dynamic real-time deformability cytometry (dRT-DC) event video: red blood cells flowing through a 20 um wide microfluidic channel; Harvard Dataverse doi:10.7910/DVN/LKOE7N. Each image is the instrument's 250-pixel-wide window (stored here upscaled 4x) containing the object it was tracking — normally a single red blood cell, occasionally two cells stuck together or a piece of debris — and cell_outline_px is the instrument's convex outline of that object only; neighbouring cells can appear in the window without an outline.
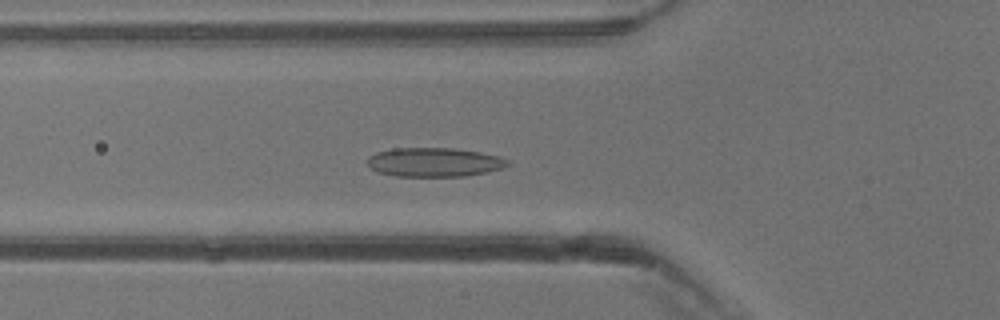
{"species": "common noctule bat (a hibernating species)", "species_latin": "Nyctalus noctula", "temperature_condition": "warm", "stored_images_in_passage": 40, "camera_frame_rate_fps": 3000, "um_per_image_px": 0.085, "animal": {"sex": "male", "body_mass_g": 13.3}, "frame": {"image": 1, "passage_image": 14, "time_ms": 4.333, "image_size_px": [1000, 320], "cell_outline_px": [[512, 164], [504, 168], [488, 172], [464, 176], [396, 176], [376, 172], [368, 164], [368, 156], [376, 152], [392, 148], [456, 148], [480, 152], [500, 156], [508, 160]], "centroid_in_image_um": [36.95, 13.78], "position_along_channel_um": 88.9, "area_um2": 23.99}}
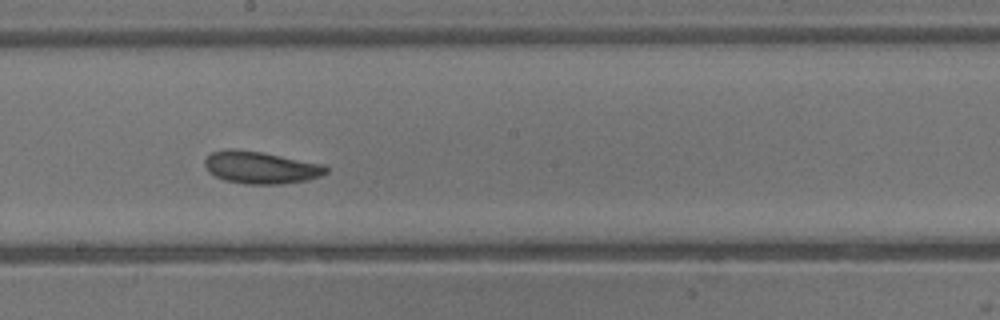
{"frame": {"image": 2, "passage_image": 22, "time_ms": 7.0, "image_size_px": [1000, 320], "cell_outline_px": [[328, 172], [320, 176], [308, 180], [280, 184], [244, 184], [224, 180], [208, 172], [204, 164], [204, 160], [212, 152], [224, 148], [232, 148], [264, 152], [324, 164], [328, 168]], "centroid_in_image_um": [22.16, 14.23], "position_along_channel_um": 226.0, "area_um2": 23.12}}
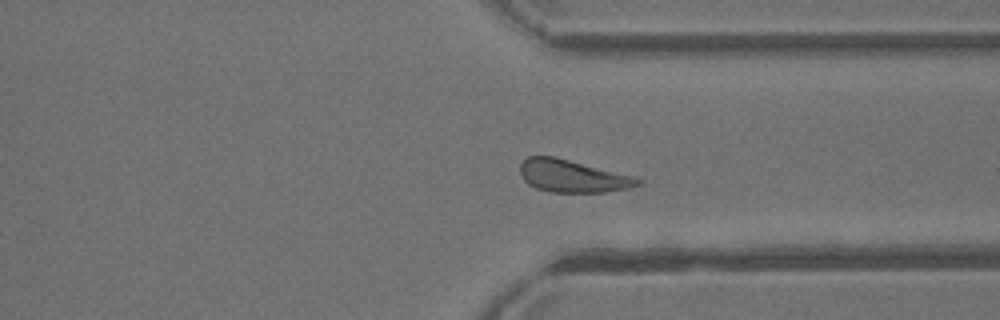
{"frame": {"image": 3, "passage_image": 30, "time_ms": 9.667, "image_size_px": [1000, 320], "cell_outline_px": [[640, 184], [628, 188], [604, 192], [548, 192], [536, 188], [528, 184], [524, 180], [520, 172], [520, 164], [528, 156], [556, 156], [632, 176], [640, 180]], "centroid_in_image_um": [48.6, 14.96], "position_along_channel_um": 362.8, "area_um2": 22.08}}